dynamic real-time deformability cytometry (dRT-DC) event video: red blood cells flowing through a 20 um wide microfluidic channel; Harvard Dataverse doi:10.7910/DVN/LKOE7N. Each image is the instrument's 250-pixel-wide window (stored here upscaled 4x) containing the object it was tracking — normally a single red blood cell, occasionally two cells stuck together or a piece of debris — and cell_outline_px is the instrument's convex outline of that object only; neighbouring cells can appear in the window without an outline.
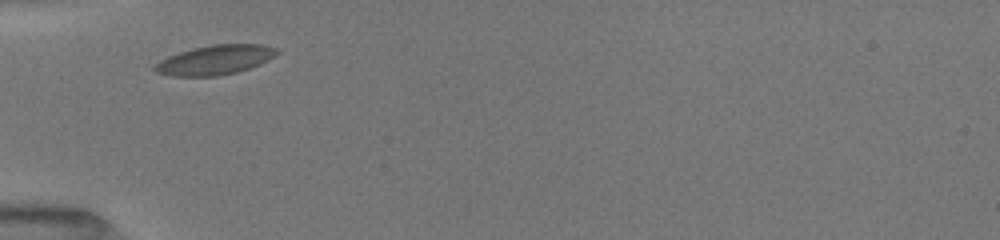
{"species": "common noctule bat (a hibernating species)", "species_latin": "Nyctalus noctula", "temperature_condition": "room temperature", "stored_images_in_passage": 28, "camera_frame_rate_fps": 3000, "um_per_image_px": 0.085, "animal": {"sex": "female", "body_mass_g": 19.5, "forearm_length_mm": 54.1}, "frame": {"image": 1, "passage_image": 1, "time_ms": 0.0, "image_size_px": [1000, 240], "cell_outline_px": [[280, 52], [276, 56], [260, 64], [236, 72], [216, 76], [172, 76], [156, 72], [152, 68], [160, 60], [168, 56], [192, 48], [212, 44], [264, 44], [276, 48]], "centroid_in_image_um": [18.3, 5.08], "position_along_channel_um": 66.7, "area_um2": 21.04}}
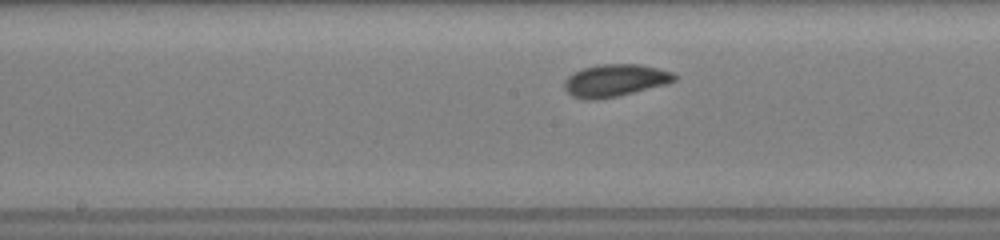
{"frame": {"image": 2, "passage_image": 11, "time_ms": 3.333, "image_size_px": [1000, 240], "cell_outline_px": [[676, 80], [668, 84], [616, 96], [592, 100], [584, 100], [572, 96], [564, 88], [564, 80], [568, 76], [584, 68], [600, 64], [640, 64], [672, 72], [676, 76]], "centroid_in_image_um": [52.27, 6.84], "position_along_channel_um": 195.9, "area_um2": 20.58}}
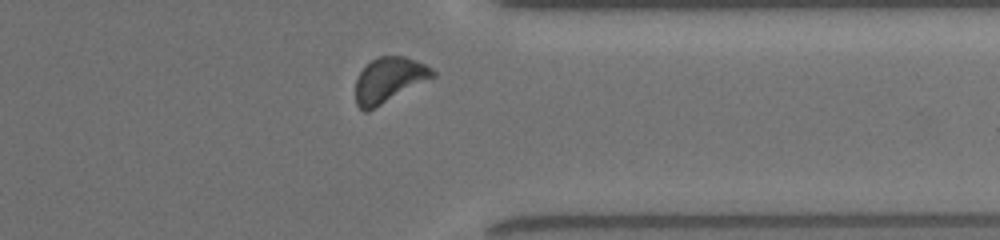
{"frame": {"image": 3, "passage_image": 25, "time_ms": 8.0, "image_size_px": [1000, 240], "cell_outline_px": [[436, 76], [368, 112], [364, 112], [356, 104], [356, 80], [360, 72], [376, 56], [404, 56], [424, 64], [432, 68], [436, 72]], "centroid_in_image_um": [33.07, 6.81], "position_along_channel_um": 378.3, "area_um2": 20.23}, "authors_computed_cell_mechanics": {"area_um2": 19.7676, "velocity_mm_per_s": 3.9613, "shape_relaxation_time_tau1_ms": 1.7268, "shape_relaxation_time_tau2_ms": null, "deformation_change_tau1": 0.0733, "deformation_change_tau2": null}}